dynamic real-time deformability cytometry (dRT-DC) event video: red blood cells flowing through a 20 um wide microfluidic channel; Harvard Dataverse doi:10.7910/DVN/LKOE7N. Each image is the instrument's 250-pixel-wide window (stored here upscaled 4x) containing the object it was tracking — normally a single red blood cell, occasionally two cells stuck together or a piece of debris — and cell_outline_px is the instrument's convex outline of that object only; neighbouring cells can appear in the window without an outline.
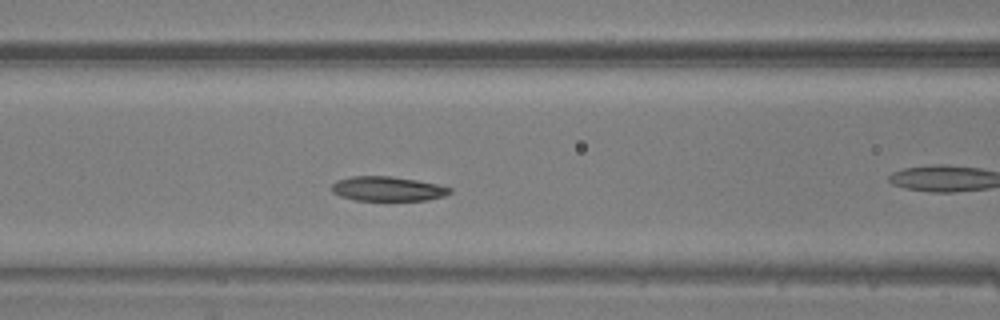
{"species": "common noctule bat (a hibernating species)", "species_latin": "Nyctalus noctula", "temperature_condition": "warm", "stored_images_in_passage": 34, "camera_frame_rate_fps": 3000, "um_per_image_px": 0.085, "animal": {"sex": "male", "body_mass_g": 20.5, "forearm_length_mm": 52.5}, "frame": {"image": 1, "passage_image": 6, "time_ms": 1.667, "image_size_px": [1000, 320], "cell_outline_px": [[452, 192], [444, 196], [428, 200], [356, 200], [340, 196], [332, 192], [332, 184], [336, 180], [352, 176], [388, 176], [416, 180], [436, 184], [452, 188]], "centroid_in_image_um": [32.94, 16.05], "position_along_channel_um": 133.7, "area_um2": 16.82}}
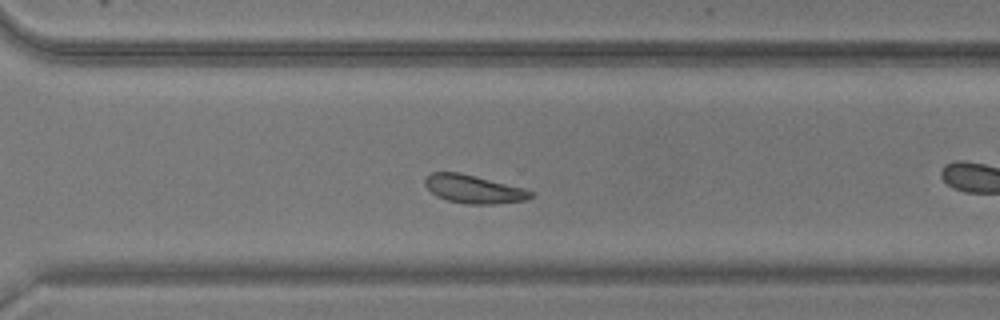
{"frame": {"image": 2, "passage_image": 20, "time_ms": 6.333, "image_size_px": [1000, 320], "cell_outline_px": [[536, 196], [524, 200], [492, 204], [464, 204], [448, 200], [436, 196], [424, 184], [424, 176], [432, 172], [460, 172], [524, 188], [532, 192]], "centroid_in_image_um": [40.24, 16.07], "position_along_channel_um": 330.4, "area_um2": 17.46}}